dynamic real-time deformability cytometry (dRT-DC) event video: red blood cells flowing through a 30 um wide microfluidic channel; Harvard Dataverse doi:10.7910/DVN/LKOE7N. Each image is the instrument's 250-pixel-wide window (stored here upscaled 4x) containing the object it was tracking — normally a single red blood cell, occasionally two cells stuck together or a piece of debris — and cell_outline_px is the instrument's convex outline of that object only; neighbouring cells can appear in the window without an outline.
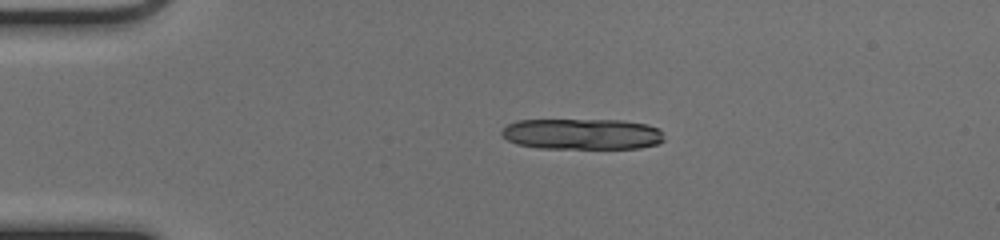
{"species": "common noctule bat (a hibernating species)", "species_latin": "Nyctalus noctula", "temperature_condition": "cold", "stored_images_in_passage": 26, "camera_frame_rate_fps": 3000, "um_per_image_px": 0.085, "animal": {"sex": "female", "body_mass_g": 17.0, "forearm_length_mm": 48.0}, "frame": {"image": 1, "passage_image": 1, "time_ms": 0.0, "image_size_px": [1000, 240], "cell_outline_px": [[664, 140], [656, 144], [640, 148], [540, 148], [516, 144], [508, 140], [500, 132], [508, 124], [520, 120], [620, 120], [648, 124], [660, 128]], "centroid_in_image_um": [49.5, 11.39], "position_along_channel_um": 35.5, "area_um2": 29.25}}